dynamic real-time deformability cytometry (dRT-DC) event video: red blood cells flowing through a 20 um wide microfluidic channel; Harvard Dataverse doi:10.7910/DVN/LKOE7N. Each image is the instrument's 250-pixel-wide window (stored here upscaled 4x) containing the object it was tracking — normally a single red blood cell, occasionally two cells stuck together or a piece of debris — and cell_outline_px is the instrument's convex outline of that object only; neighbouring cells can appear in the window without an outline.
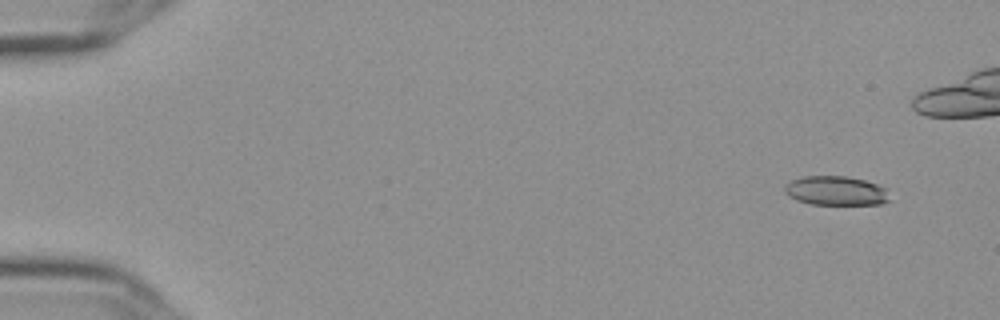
{"species": "Egyptian fruit bat (a non-hibernating species)", "species_latin": "Rousettus aegyptiacus", "temperature_condition": "cold", "stored_images_in_passage": 47, "camera_frame_rate_fps": 3000, "um_per_image_px": 0.085, "frame": {"image": 1, "passage_image": 1, "time_ms": 0.0, "image_size_px": [1000, 320], "cell_outline_px": [[892, 200], [880, 204], [812, 204], [796, 200], [788, 196], [784, 192], [784, 184], [792, 180], [804, 176], [848, 176], [864, 180], [888, 188]], "centroid_in_image_um": [71.08, 16.21], "position_along_channel_um": 13.9, "area_um2": 18.15}}
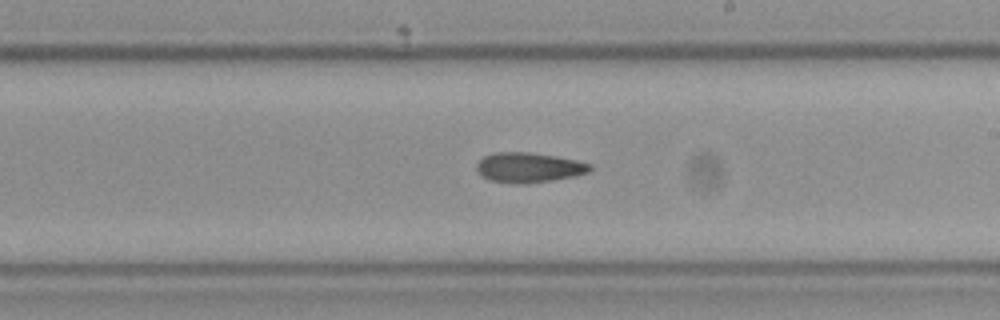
{"frame": {"image": 2, "passage_image": 31, "time_ms": 10.0, "image_size_px": [1000, 320], "cell_outline_px": [[592, 168], [588, 172], [572, 176], [552, 180], [524, 184], [492, 180], [484, 176], [476, 168], [476, 164], [484, 156], [492, 152], [528, 152], [556, 156], [576, 160], [592, 164]], "centroid_in_image_um": [44.96, 14.22], "position_along_channel_um": 244.0, "area_um2": 19.48}}
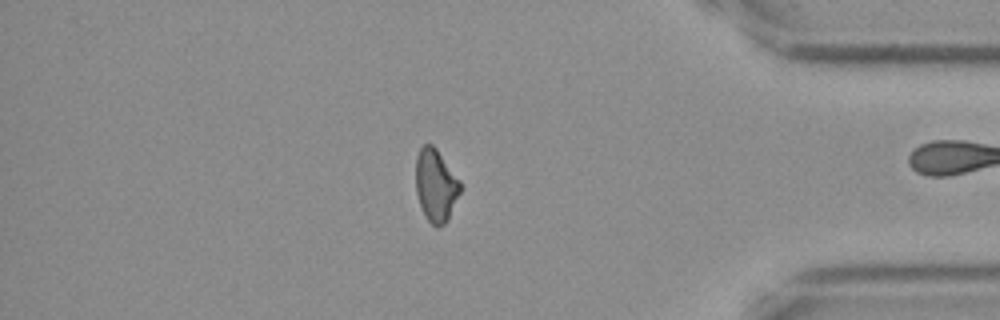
{"frame": {"image": 3, "passage_image": 46, "time_ms": 15.0, "image_size_px": [1000, 320], "cell_outline_px": [[460, 192], [448, 220], [444, 224], [436, 228], [428, 220], [420, 204], [416, 192], [416, 156], [420, 148], [424, 144], [432, 144], [436, 148], [460, 180]], "centroid_in_image_um": [37.04, 15.75], "position_along_channel_um": 398.2, "area_um2": 18.67}}